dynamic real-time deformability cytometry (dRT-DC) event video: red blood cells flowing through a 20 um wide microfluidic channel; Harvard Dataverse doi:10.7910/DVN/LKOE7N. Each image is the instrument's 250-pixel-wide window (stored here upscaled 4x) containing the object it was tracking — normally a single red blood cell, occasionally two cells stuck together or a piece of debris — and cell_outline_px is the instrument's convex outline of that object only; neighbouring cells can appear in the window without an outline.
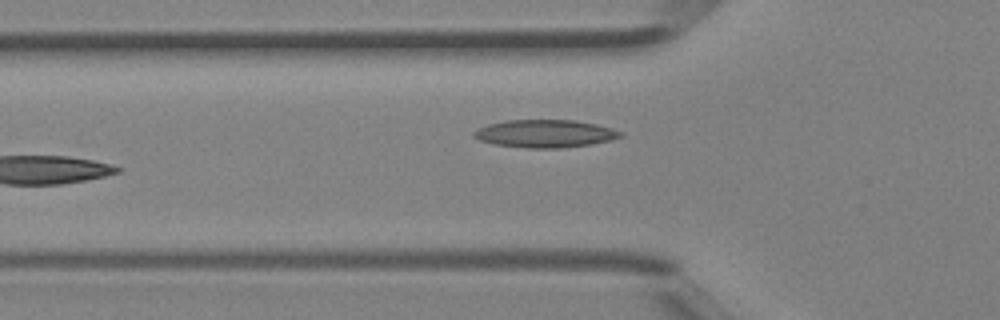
{"species": "Egyptian fruit bat (a non-hibernating species)", "species_latin": "Rousettus aegyptiacus", "temperature_condition": "room temperature", "stored_images_in_passage": 5, "camera_frame_rate_fps": 3000, "um_per_image_px": 0.085, "animal": {"sex": "female"}, "frame": {"image": 1, "passage_image": 5, "time_ms": 1.333, "image_size_px": [1000, 320], "cell_outline_px": [[624, 136], [612, 140], [592, 144], [560, 148], [528, 148], [492, 144], [480, 140], [472, 136], [472, 132], [476, 128], [488, 124], [504, 120], [576, 120], [596, 124], [612, 128], [624, 132]], "centroid_in_image_um": [46.33, 11.35], "position_along_channel_um": 79.5, "area_um2": 24.04}}